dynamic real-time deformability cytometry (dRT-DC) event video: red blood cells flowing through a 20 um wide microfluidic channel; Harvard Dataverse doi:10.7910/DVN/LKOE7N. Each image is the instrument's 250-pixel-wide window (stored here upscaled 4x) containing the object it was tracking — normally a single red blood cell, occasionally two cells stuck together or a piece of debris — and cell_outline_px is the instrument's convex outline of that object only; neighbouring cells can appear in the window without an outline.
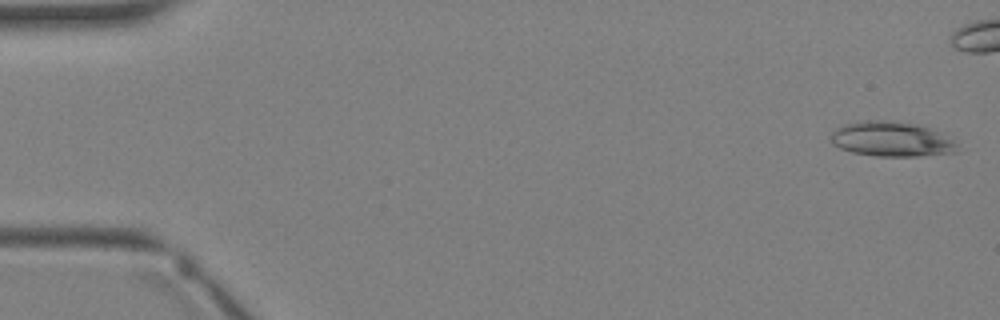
{"species": "Egyptian fruit bat (a non-hibernating species)", "species_latin": "Rousettus aegyptiacus", "temperature_condition": "warm", "stored_images_in_passage": 4, "camera_frame_rate_fps": 3000, "um_per_image_px": 0.085, "animal": {"sex": "female"}, "frame": {"image": 1, "passage_image": 1, "time_ms": 0.0, "image_size_px": [1000, 320], "cell_outline_px": [[960, 152], [916, 156], [876, 156], [852, 152], [840, 148], [832, 144], [832, 132], [836, 128], [844, 124], [860, 120], [888, 120], [920, 124], [940, 132], [952, 140], [956, 144]], "centroid_in_image_um": [75.79, 11.82], "position_along_channel_um": 9.2, "area_um2": 25.89}}
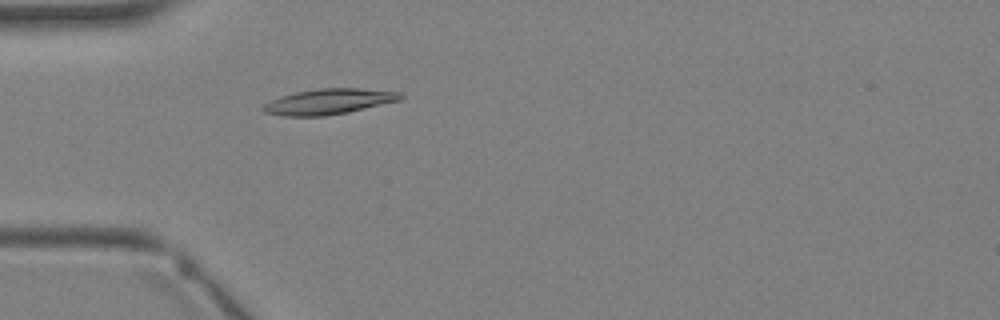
{"frame": {"image": 2, "passage_image": 4, "time_ms": 4.333, "image_size_px": [1000, 320], "cell_outline_px": [[404, 96], [400, 100], [348, 112], [324, 116], [284, 116], [264, 112], [260, 108], [264, 104], [280, 96], [296, 92], [320, 88], [360, 88], [400, 92]], "centroid_in_image_um": [27.93, 8.63], "position_along_channel_um": 57.1, "area_um2": 20.35}}